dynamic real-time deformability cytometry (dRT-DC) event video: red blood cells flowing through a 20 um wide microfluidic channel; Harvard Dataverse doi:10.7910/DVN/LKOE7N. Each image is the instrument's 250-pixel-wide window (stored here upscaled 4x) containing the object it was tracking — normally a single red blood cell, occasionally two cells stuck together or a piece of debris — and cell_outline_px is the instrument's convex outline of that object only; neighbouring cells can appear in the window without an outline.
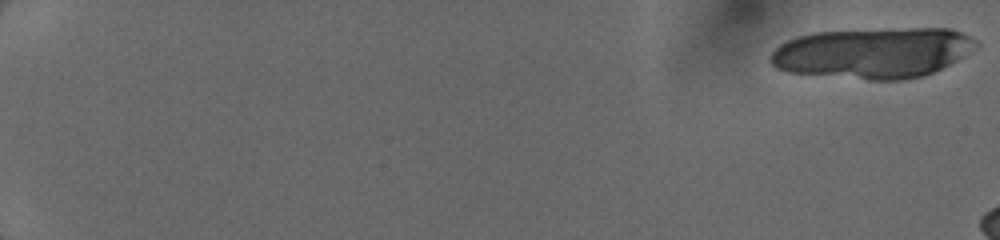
{"species": "human", "species_latin": "Homo sapiens", "temperature_condition": "cold", "stored_images_in_passage": 22, "camera_frame_rate_fps": 3000, "um_per_image_px": 0.085, "donor": {"sex": "female"}, "frame": {"image": 1, "passage_image": 1, "time_ms": 0.0, "image_size_px": [1000, 240], "cell_outline_px": [[980, 48], [924, 76], [900, 80], [872, 80], [788, 72], [776, 68], [768, 60], [768, 56], [780, 44], [796, 36], [812, 32], [888, 28], [952, 28], [972, 36], [980, 44]], "centroid_in_image_um": [74.23, 4.47], "position_along_channel_um": 10.8, "area_um2": 61.44}}
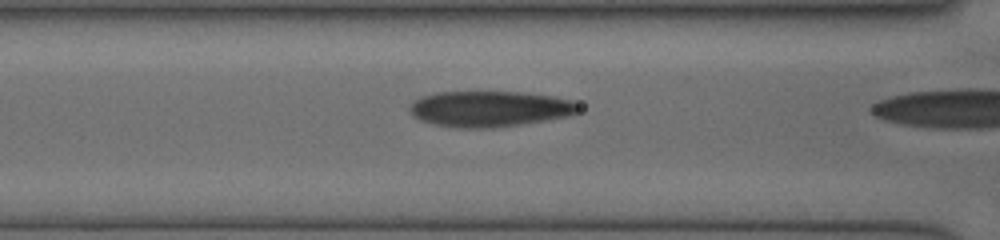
{"frame": {"image": 2, "passage_image": 20, "time_ms": 7.333, "image_size_px": [1000, 240], "cell_outline_px": [[580, 108], [576, 112], [568, 116], [544, 120], [492, 128], [456, 128], [432, 124], [420, 120], [412, 116], [408, 108], [420, 96], [436, 92], [524, 92], [556, 96], [572, 100]], "centroid_in_image_um": [41.58, 9.24], "position_along_channel_um": 125.0, "area_um2": 35.32}}